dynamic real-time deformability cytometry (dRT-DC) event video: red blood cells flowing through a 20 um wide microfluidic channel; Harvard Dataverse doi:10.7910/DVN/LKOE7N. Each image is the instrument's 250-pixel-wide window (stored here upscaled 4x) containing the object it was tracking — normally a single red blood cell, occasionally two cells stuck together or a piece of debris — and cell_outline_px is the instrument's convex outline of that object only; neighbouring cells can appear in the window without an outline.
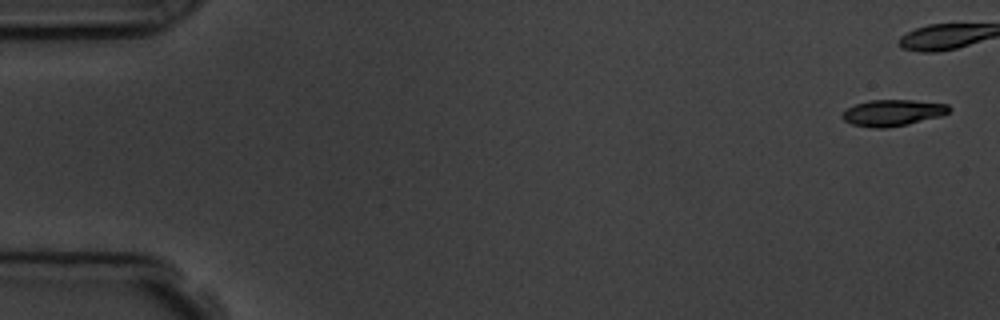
{"species": "common noctule bat (a hibernating species)", "species_latin": "Nyctalus noctula", "temperature_condition": "room temperature", "stored_images_in_passage": 6, "camera_frame_rate_fps": 3000, "um_per_image_px": 0.085, "animal": {"sex": "male", "body_mass_g": 19.5, "forearm_length_mm": 54.6}, "frame": {"image": 1, "passage_image": 1, "time_ms": 0.0, "image_size_px": [1000, 320], "cell_outline_px": [[952, 108], [948, 112], [940, 116], [908, 124], [884, 128], [872, 128], [852, 124], [844, 120], [840, 116], [848, 108], [856, 104], [868, 100], [912, 100], [948, 104]], "centroid_in_image_um": [75.88, 9.58], "position_along_channel_um": 9.1, "area_um2": 16.3}}
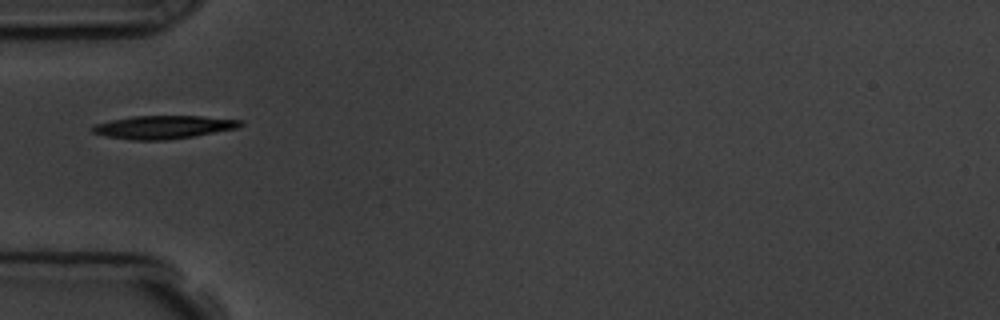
{"frame": {"image": 2, "passage_image": 6, "time_ms": 6.333, "image_size_px": [1000, 320], "cell_outline_px": [[244, 124], [236, 128], [192, 136], [164, 140], [132, 140], [104, 136], [92, 132], [92, 128], [96, 124], [112, 120], [132, 116], [200, 116], [244, 120]], "centroid_in_image_um": [13.89, 10.8], "position_along_channel_um": 71.1, "area_um2": 19.77}}